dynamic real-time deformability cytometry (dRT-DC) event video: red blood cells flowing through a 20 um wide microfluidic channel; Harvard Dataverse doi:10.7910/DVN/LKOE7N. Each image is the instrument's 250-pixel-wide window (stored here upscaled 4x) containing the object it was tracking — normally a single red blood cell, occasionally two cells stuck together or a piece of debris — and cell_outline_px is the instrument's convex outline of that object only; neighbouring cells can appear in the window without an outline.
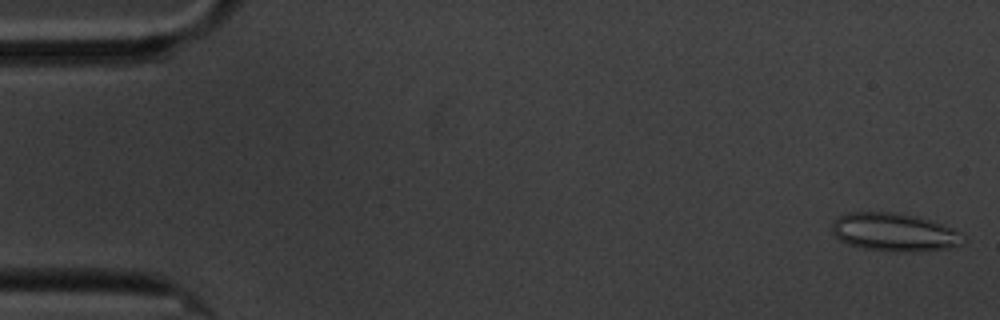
{"species": "common noctule bat (a hibernating species)", "species_latin": "Nyctalus noctula", "temperature_condition": "cold", "stored_images_in_passage": 5, "camera_frame_rate_fps": 3000, "um_per_image_px": 0.085, "animal": {"sex": "male", "body_mass_g": 20.1, "forearm_length_mm": 53.5}, "frame": {"image": 1, "passage_image": 1, "time_ms": 0.0, "image_size_px": [1000, 320], "cell_outline_px": [[964, 240], [960, 244], [948, 248], [912, 252], [888, 252], [864, 248], [848, 244], [840, 240], [832, 232], [832, 224], [840, 216], [848, 212], [892, 212], [916, 216], [952, 228], [960, 232]], "centroid_in_image_um": [75.99, 19.75], "position_along_channel_um": 9.0, "area_um2": 29.02}}
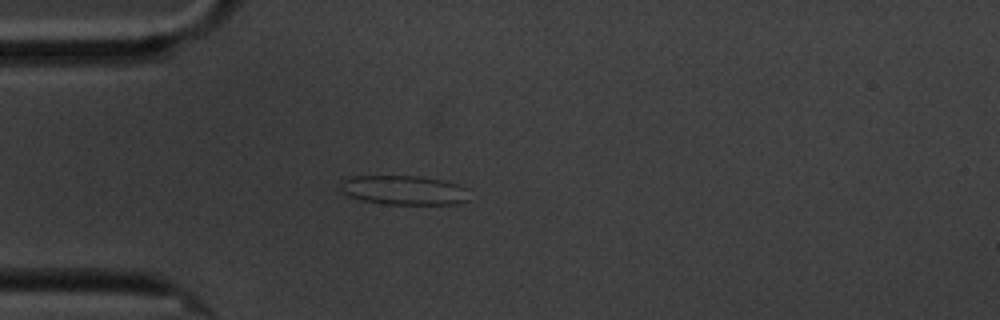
{"frame": {"image": 2, "passage_image": 5, "time_ms": 4.667, "image_size_px": [1000, 320], "cell_outline_px": [[468, 200], [460, 204], [384, 204], [360, 200], [348, 196], [340, 192], [340, 180], [352, 176], [420, 176], [460, 184], [468, 188]], "centroid_in_image_um": [34.31, 16.16], "position_along_channel_um": 50.7, "area_um2": 22.43}}